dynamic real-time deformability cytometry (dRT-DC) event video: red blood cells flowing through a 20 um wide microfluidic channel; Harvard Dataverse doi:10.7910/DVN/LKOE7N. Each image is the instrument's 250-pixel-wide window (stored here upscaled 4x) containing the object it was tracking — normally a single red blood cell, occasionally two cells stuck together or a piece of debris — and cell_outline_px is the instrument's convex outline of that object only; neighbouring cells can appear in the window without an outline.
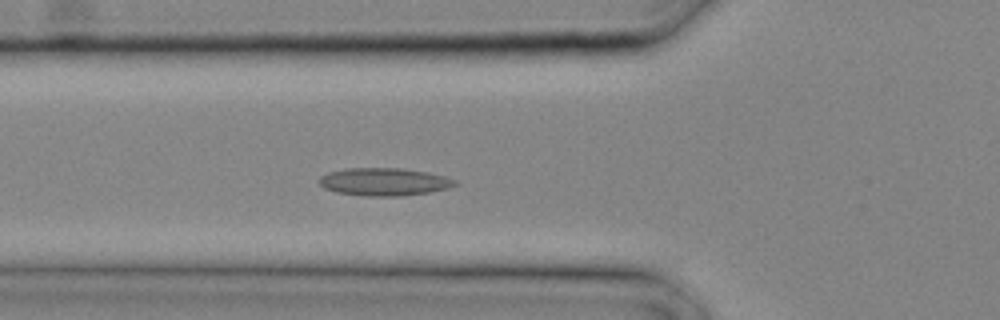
{"species": "common noctule bat (a hibernating species)", "species_latin": "Nyctalus noctula", "temperature_condition": "cold", "stored_images_in_passage": 9, "camera_frame_rate_fps": 3000, "um_per_image_px": 0.085, "animal": {"sex": "male", "body_mass_g": 20.4}, "frame": {"image": 1, "passage_image": 7, "time_ms": 2.0, "image_size_px": [1000, 320], "cell_outline_px": [[460, 184], [448, 188], [428, 192], [404, 196], [364, 196], [336, 192], [324, 188], [320, 184], [320, 176], [328, 172], [348, 168], [400, 168], [428, 172], [444, 176], [456, 180]], "centroid_in_image_um": [32.67, 15.45], "position_along_channel_um": 93.1, "area_um2": 22.02}}
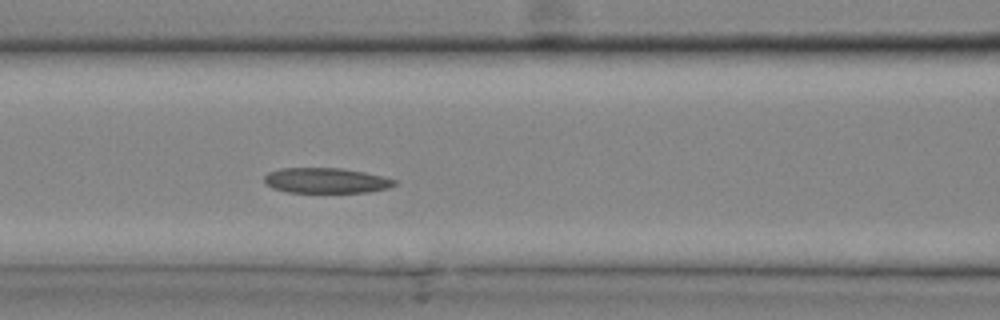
{"frame": {"image": 2, "passage_image": 9, "time_ms": 2.667, "image_size_px": [1000, 320], "cell_outline_px": [[396, 184], [388, 188], [372, 192], [288, 192], [272, 188], [264, 180], [264, 176], [268, 172], [280, 168], [340, 168], [364, 172], [384, 176], [396, 180]], "centroid_in_image_um": [27.73, 15.34], "position_along_channel_um": 138.9, "area_um2": 19.19}}